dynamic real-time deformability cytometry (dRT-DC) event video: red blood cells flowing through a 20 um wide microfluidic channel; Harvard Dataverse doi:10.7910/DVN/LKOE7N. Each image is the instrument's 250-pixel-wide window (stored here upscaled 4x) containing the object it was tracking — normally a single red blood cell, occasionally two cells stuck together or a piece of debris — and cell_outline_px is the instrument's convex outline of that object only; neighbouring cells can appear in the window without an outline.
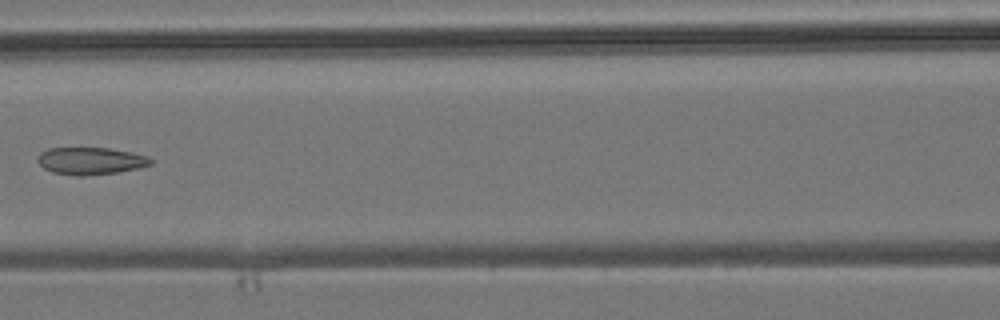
{"species": "common noctule bat (a hibernating species)", "species_latin": "Nyctalus noctula", "temperature_condition": "room temperature", "stored_images_in_passage": 7, "camera_frame_rate_fps": 3000, "um_per_image_px": 0.085, "animal": {"sex": "male", "body_mass_g": 19.2, "forearm_length_mm": 51.8}, "frame": {"image": 1, "passage_image": 7, "time_ms": 6.667, "image_size_px": [1000, 320], "cell_outline_px": [[152, 164], [140, 168], [120, 172], [80, 176], [52, 172], [44, 168], [36, 160], [40, 152], [48, 148], [108, 148], [132, 152], [148, 156], [152, 160]], "centroid_in_image_um": [7.72, 13.67], "position_along_channel_um": 158.9, "area_um2": 18.03}}